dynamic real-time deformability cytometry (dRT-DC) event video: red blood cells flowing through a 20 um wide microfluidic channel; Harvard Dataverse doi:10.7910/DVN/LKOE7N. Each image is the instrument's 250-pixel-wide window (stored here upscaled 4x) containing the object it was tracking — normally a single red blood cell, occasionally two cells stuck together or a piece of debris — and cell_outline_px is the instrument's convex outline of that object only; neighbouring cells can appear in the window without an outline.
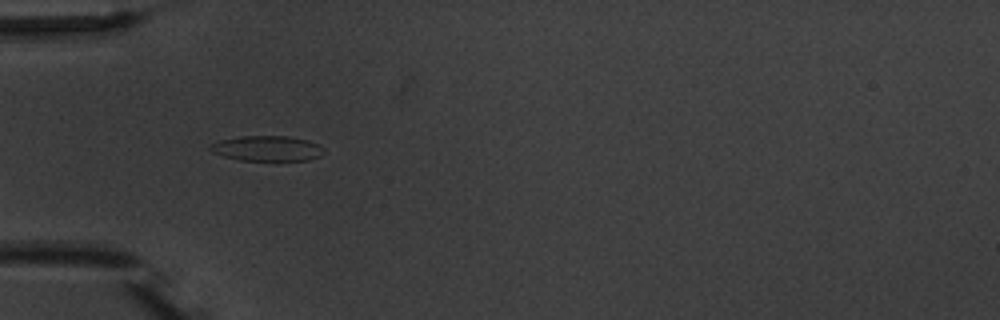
{"species": "common noctule bat (a hibernating species)", "species_latin": "Nyctalus noctula", "temperature_condition": "warm", "stored_images_in_passage": 3, "camera_frame_rate_fps": 3000, "um_per_image_px": 0.085, "animal": {"sex": "male", "body_mass_g": 20.1, "forearm_length_mm": 53.5}, "frame": {"image": 1, "passage_image": 1, "time_ms": 0.0, "image_size_px": [1000, 320], "cell_outline_px": [[324, 152], [320, 156], [308, 160], [240, 160], [224, 156], [212, 152], [208, 148], [212, 144], [220, 140], [240, 136], [288, 136], [308, 140], [320, 144], [324, 148]], "centroid_in_image_um": [22.74, 12.61], "position_along_channel_um": 62.3, "area_um2": 16.7}}
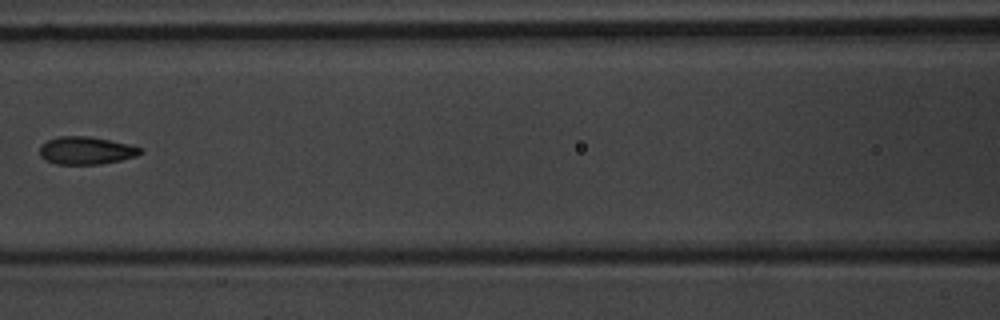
{"frame": {"image": 2, "passage_image": 3, "time_ms": 2.667, "image_size_px": [1000, 320], "cell_outline_px": [[144, 152], [136, 156], [120, 160], [100, 164], [56, 164], [44, 160], [40, 156], [40, 144], [48, 140], [60, 136], [88, 136], [128, 144], [140, 148]], "centroid_in_image_um": [7.28, 12.8], "position_along_channel_um": 159.3, "area_um2": 16.18}}